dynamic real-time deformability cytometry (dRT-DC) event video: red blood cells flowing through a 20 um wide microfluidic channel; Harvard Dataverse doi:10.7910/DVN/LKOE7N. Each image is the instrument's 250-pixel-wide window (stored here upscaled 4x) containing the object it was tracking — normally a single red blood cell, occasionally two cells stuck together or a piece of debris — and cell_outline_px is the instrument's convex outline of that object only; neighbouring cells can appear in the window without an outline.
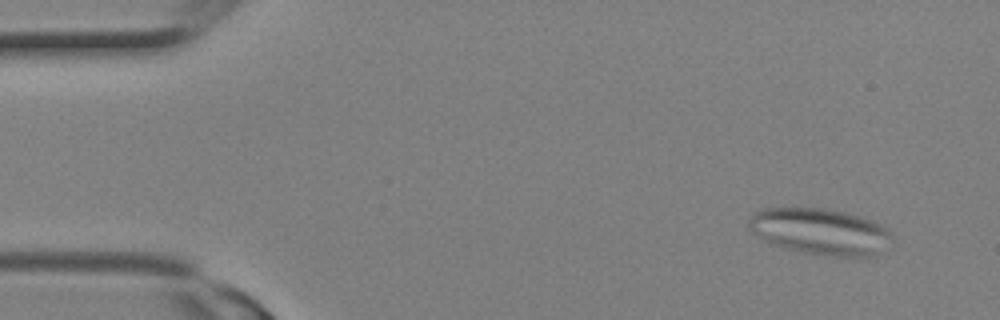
{"species": "Egyptian fruit bat (a non-hibernating species)", "species_latin": "Rousettus aegyptiacus", "temperature_condition": "room temperature", "stored_images_in_passage": 2, "camera_frame_rate_fps": 3000, "um_per_image_px": 0.085, "animal": {"sex": "female"}, "frame": {"image": 1, "passage_image": 2, "time_ms": 0.333, "image_size_px": [1000, 320], "cell_outline_px": [[892, 248], [872, 256], [832, 256], [804, 252], [788, 248], [764, 240], [752, 232], [748, 228], [748, 220], [756, 212], [764, 208], [824, 208], [844, 212], [860, 216], [872, 220], [888, 228], [892, 232]], "centroid_in_image_um": [69.81, 19.68], "position_along_channel_um": 15.2, "area_um2": 38.78}}